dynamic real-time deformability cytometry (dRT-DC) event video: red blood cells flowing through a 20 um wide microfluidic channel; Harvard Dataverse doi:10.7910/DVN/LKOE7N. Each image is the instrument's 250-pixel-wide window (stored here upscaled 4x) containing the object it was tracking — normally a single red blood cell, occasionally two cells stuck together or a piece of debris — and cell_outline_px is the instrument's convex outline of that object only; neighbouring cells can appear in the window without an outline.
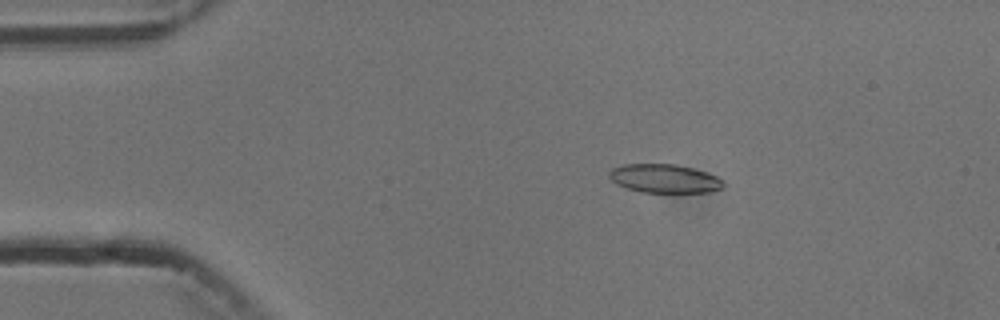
{"species": "common noctule bat (a hibernating species)", "species_latin": "Nyctalus noctula", "temperature_condition": "cold", "stored_images_in_passage": 8, "camera_frame_rate_fps": 3000, "um_per_image_px": 0.085, "animal": {"sex": "male", "body_mass_g": 13.3}, "frame": {"image": 1, "passage_image": 3, "time_ms": 2.333, "image_size_px": [1000, 320], "cell_outline_px": [[724, 188], [708, 192], [640, 192], [616, 184], [608, 176], [608, 172], [612, 168], [624, 164], [676, 164], [692, 168], [716, 176], [724, 180]], "centroid_in_image_um": [56.47, 15.17], "position_along_channel_um": 28.5, "area_um2": 19.07}}
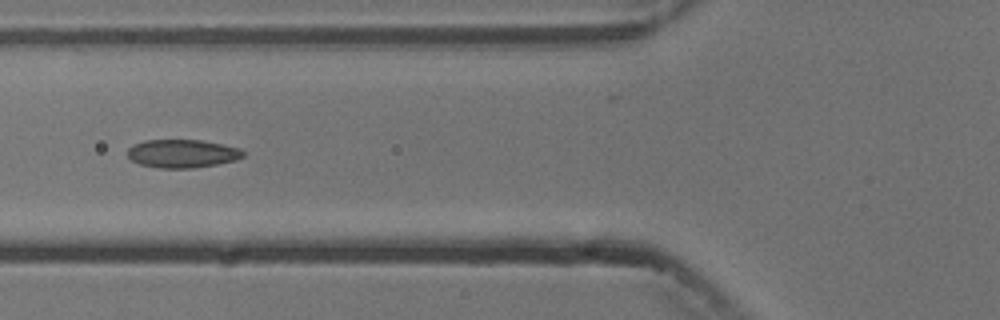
{"frame": {"image": 2, "passage_image": 6, "time_ms": 6.0, "image_size_px": [1000, 320], "cell_outline_px": [[244, 156], [236, 160], [216, 164], [192, 168], [160, 168], [140, 164], [132, 160], [128, 156], [128, 148], [132, 144], [144, 140], [200, 140], [224, 144], [240, 148], [244, 152]], "centroid_in_image_um": [15.5, 13.04], "position_along_channel_um": 110.3, "area_um2": 19.07}}
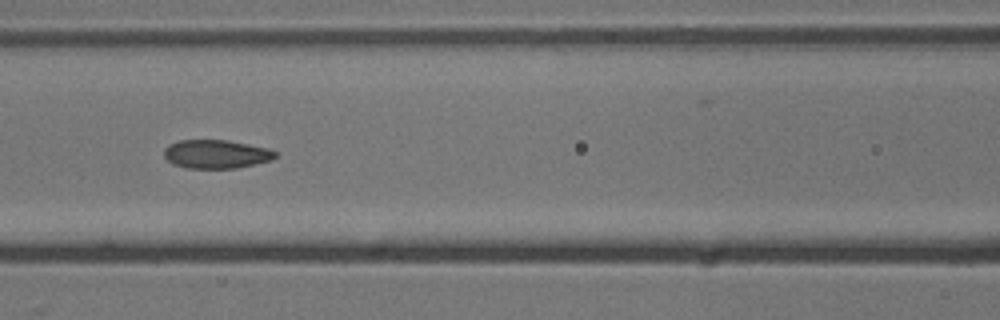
{"frame": {"image": 3, "passage_image": 7, "time_ms": 7.0, "image_size_px": [1000, 320], "cell_outline_px": [[276, 156], [272, 160], [236, 168], [184, 168], [172, 164], [164, 156], [164, 148], [168, 144], [180, 140], [228, 140], [268, 148], [276, 152]], "centroid_in_image_um": [18.34, 13.1], "position_along_channel_um": 148.3, "area_um2": 18.61}}